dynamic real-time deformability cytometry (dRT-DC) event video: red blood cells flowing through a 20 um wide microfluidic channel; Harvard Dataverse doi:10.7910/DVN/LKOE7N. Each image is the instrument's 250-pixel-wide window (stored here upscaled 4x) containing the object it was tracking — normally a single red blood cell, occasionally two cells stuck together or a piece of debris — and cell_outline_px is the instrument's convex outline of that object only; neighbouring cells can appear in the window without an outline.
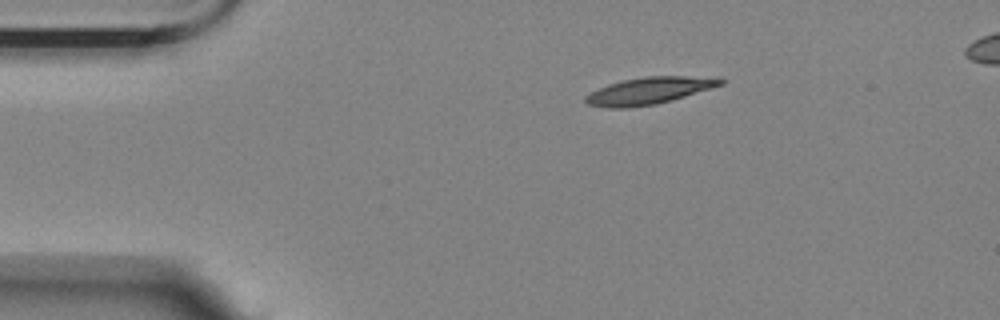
{"species": "Egyptian fruit bat (a non-hibernating species)", "species_latin": "Rousettus aegyptiacus", "temperature_condition": "room temperature", "stored_images_in_passage": 19, "camera_frame_rate_fps": 3000, "um_per_image_px": 0.085, "animal": {"sex": "female"}, "frame": {"image": 1, "passage_image": 1, "time_ms": 0.0, "image_size_px": [1000, 320], "cell_outline_px": [[724, 84], [712, 88], [672, 100], [656, 104], [624, 108], [608, 108], [588, 104], [584, 100], [584, 96], [608, 84], [620, 80], [644, 76], [720, 76], [724, 80]], "centroid_in_image_um": [55.23, 7.69], "position_along_channel_um": 29.8, "area_um2": 21.44}}